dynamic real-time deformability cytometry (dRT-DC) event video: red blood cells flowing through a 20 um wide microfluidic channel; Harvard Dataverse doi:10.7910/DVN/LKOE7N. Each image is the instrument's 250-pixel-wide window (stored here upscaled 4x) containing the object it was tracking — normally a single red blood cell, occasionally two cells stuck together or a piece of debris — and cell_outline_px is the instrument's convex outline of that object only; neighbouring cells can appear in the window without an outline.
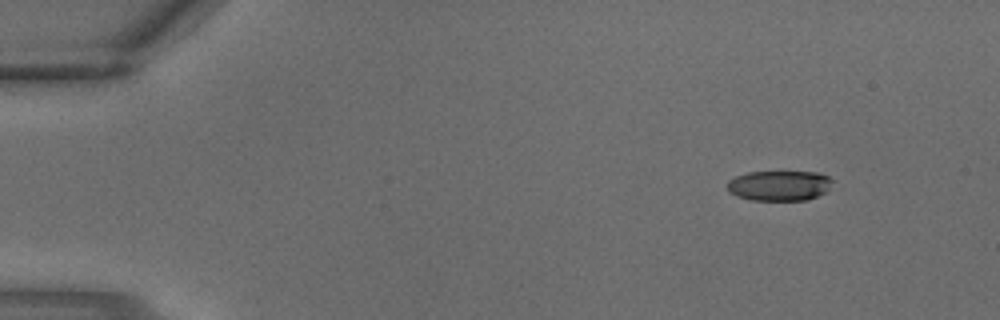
{"species": "common noctule bat (a hibernating species)", "species_latin": "Nyctalus noctula", "temperature_condition": "warm", "stored_images_in_passage": 3, "camera_frame_rate_fps": 3000, "um_per_image_px": 0.085, "animal": {"sex": "male", "body_mass_g": 18.8}, "frame": {"image": 1, "passage_image": 1, "time_ms": 0.0, "image_size_px": [1000, 320], "cell_outline_px": [[832, 180], [828, 192], [808, 200], [748, 200], [736, 196], [728, 192], [724, 184], [728, 180], [736, 176], [748, 172], [820, 172], [828, 176]], "centroid_in_image_um": [66.21, 15.78], "position_along_channel_um": 18.8, "area_um2": 18.9}}